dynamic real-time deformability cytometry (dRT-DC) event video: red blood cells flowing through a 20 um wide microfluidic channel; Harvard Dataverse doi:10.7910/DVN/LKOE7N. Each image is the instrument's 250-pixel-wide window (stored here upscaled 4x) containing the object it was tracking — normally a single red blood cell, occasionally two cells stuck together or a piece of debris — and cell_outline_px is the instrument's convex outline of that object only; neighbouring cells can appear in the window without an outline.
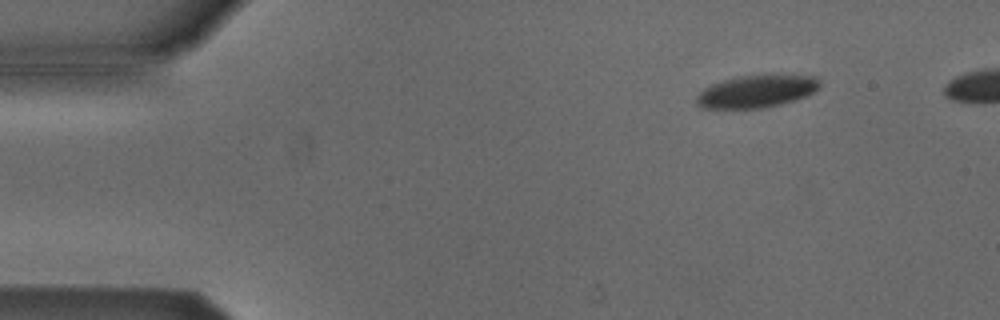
{"species": "Egyptian fruit bat (a non-hibernating species)", "species_latin": "Rousettus aegyptiacus", "temperature_condition": "cold", "stored_images_in_passage": 5, "camera_frame_rate_fps": 3000, "um_per_image_px": 0.085, "animal": {"sex": "male"}, "frame": {"image": 1, "passage_image": 1, "time_ms": 0.0, "image_size_px": [1000, 320], "cell_outline_px": [[820, 88], [796, 100], [764, 108], [704, 108], [696, 104], [696, 96], [704, 88], [712, 84], [724, 80], [740, 76], [816, 76], [820, 80]], "centroid_in_image_um": [64.29, 7.78], "position_along_channel_um": 20.7, "area_um2": 22.89}}
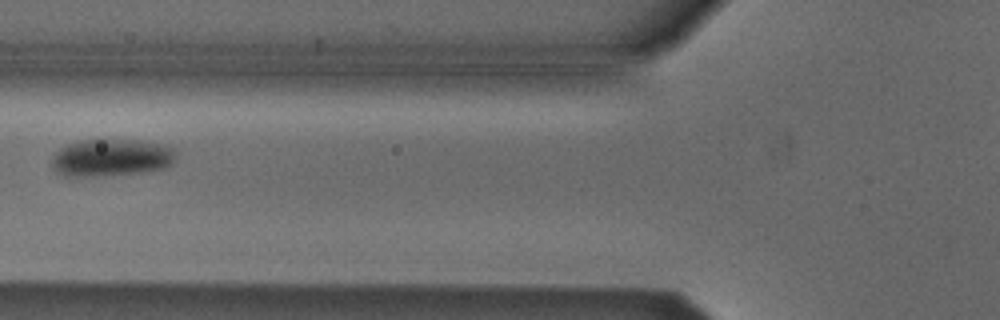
{"frame": {"image": 2, "passage_image": 5, "time_ms": 4.667, "image_size_px": [1000, 320], "cell_outline_px": [[176, 160], [172, 164], [164, 168], [140, 172], [68, 176], [64, 176], [52, 164], [52, 160], [56, 152], [60, 148], [68, 144], [80, 140], [140, 140], [160, 144], [172, 148], [176, 152]], "centroid_in_image_um": [9.51, 13.37], "position_along_channel_um": 116.3, "area_um2": 26.3}}